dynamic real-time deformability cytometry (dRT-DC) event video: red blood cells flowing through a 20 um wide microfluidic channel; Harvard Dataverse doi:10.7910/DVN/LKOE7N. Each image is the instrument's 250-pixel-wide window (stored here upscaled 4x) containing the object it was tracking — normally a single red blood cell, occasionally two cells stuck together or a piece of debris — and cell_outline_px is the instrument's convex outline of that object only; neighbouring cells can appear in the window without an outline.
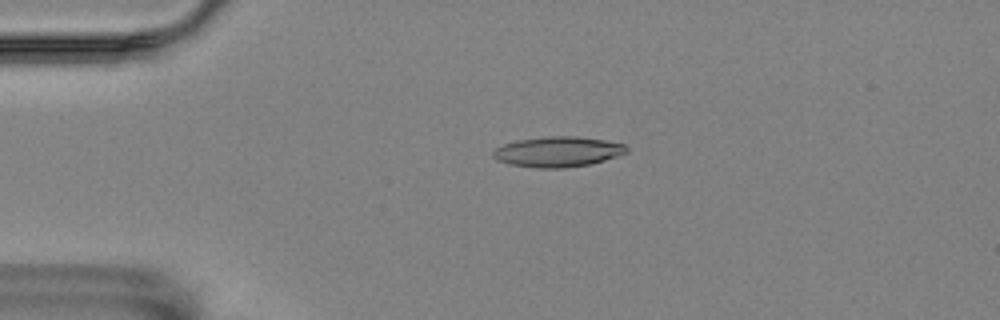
{"species": "Egyptian fruit bat (a non-hibernating species)", "species_latin": "Rousettus aegyptiacus", "temperature_condition": "room temperature", "stored_images_in_passage": 47, "camera_frame_rate_fps": 3000, "um_per_image_px": 0.085, "animal": {"sex": "female"}, "frame": {"image": 1, "passage_image": 2, "time_ms": 0.333, "image_size_px": [1000, 320], "cell_outline_px": [[628, 152], [604, 160], [588, 164], [564, 168], [536, 168], [508, 164], [496, 160], [492, 156], [492, 152], [496, 148], [504, 144], [516, 140], [548, 136], [576, 136], [604, 140], [624, 144], [628, 148]], "centroid_in_image_um": [47.37, 12.9], "position_along_channel_um": 37.6, "area_um2": 23.58}}
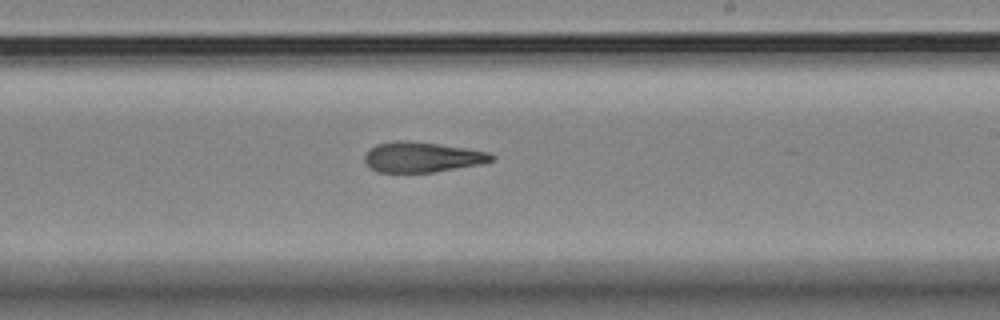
{"frame": {"image": 2, "passage_image": 23, "time_ms": 7.333, "image_size_px": [1000, 320], "cell_outline_px": [[496, 156], [492, 160], [480, 164], [432, 172], [376, 172], [364, 160], [364, 152], [368, 148], [376, 144], [392, 140], [408, 140], [492, 152]], "centroid_in_image_um": [35.83, 13.34], "position_along_channel_um": 253.2, "area_um2": 22.43}}
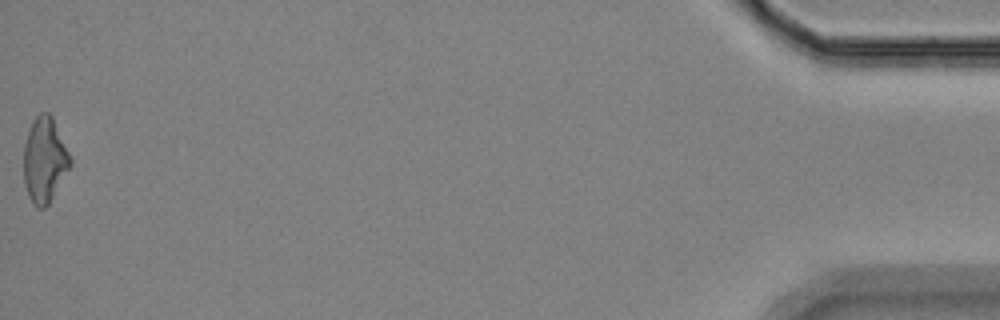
{"frame": {"image": 3, "passage_image": 46, "time_ms": 15.0, "image_size_px": [1000, 320], "cell_outline_px": [[72, 164], [48, 204], [44, 208], [40, 208], [28, 196], [24, 184], [24, 144], [28, 128], [32, 120], [40, 112], [48, 112], [52, 116], [72, 160]], "centroid_in_image_um": [3.77, 13.56], "position_along_channel_um": 431.4, "area_um2": 22.95}}